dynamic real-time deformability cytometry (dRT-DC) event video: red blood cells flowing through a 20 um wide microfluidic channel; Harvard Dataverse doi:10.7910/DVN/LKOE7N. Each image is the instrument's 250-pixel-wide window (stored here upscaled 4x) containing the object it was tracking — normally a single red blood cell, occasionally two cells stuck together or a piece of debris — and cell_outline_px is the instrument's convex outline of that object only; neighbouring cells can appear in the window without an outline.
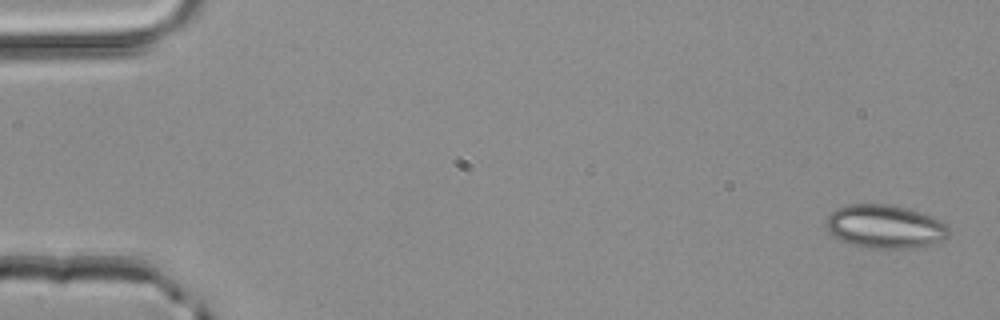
{"species": "common noctule bat (a hibernating species)", "species_latin": "Nyctalus noctula", "temperature_condition": "room temperature", "stored_images_in_passage": 4, "camera_frame_rate_fps": 3000, "um_per_image_px": 0.085, "animal": {"sex": "male", "body_mass_g": 20.4}, "frame": {"image": 1, "passage_image": 1, "time_ms": 0.0, "image_size_px": [1000, 320], "cell_outline_px": [[948, 236], [944, 240], [936, 244], [912, 248], [868, 248], [840, 240], [824, 224], [828, 216], [836, 208], [848, 204], [888, 204], [908, 208], [932, 216], [948, 224]], "centroid_in_image_um": [75.27, 19.25], "position_along_channel_um": 9.7, "area_um2": 31.15}}
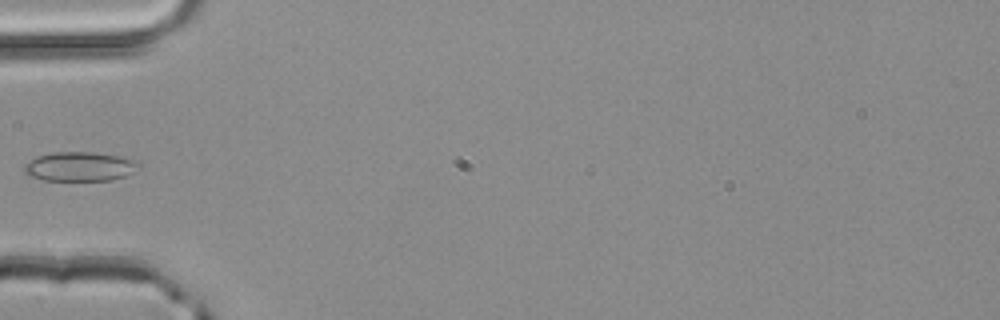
{"frame": {"image": 2, "passage_image": 4, "time_ms": 1.0, "image_size_px": [1000, 320], "cell_outline_px": [[140, 164], [132, 172], [124, 176], [112, 180], [44, 180], [28, 176], [24, 172], [24, 164], [36, 156], [52, 152], [92, 152], [120, 156], [136, 160]], "centroid_in_image_um": [6.74, 14.15], "position_along_channel_um": 78.3, "area_um2": 19.54}}